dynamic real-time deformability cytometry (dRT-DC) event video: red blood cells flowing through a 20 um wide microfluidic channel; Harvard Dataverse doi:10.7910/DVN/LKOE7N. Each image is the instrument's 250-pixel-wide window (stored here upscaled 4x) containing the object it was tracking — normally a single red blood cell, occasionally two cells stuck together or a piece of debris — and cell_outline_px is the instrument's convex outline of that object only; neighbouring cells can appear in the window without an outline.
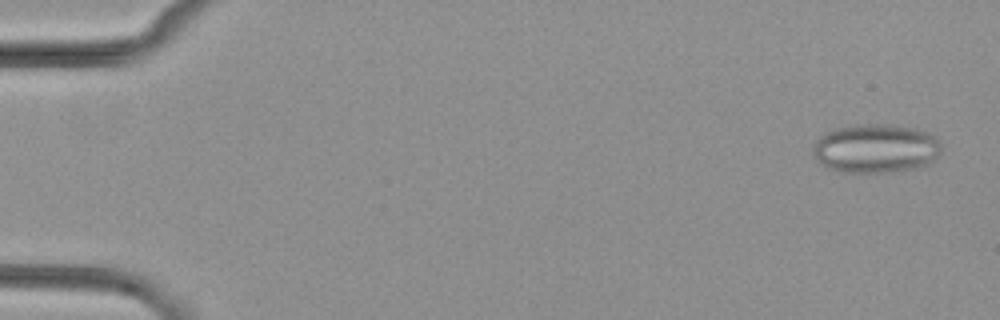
{"species": "common noctule bat (a hibernating species)", "species_latin": "Nyctalus noctula", "temperature_condition": "cold", "stored_images_in_passage": 6, "camera_frame_rate_fps": 3000, "um_per_image_px": 0.085, "animal": {"sex": "female", "body_mass_g": 29.2, "forearm_length_mm": 56.3}, "frame": {"image": 1, "passage_image": 1, "time_ms": 0.0, "image_size_px": [1000, 320], "cell_outline_px": [[940, 156], [928, 164], [912, 168], [892, 172], [840, 172], [828, 168], [820, 164], [816, 160], [812, 148], [816, 140], [824, 132], [836, 128], [856, 124], [888, 124], [916, 128], [928, 132], [936, 136], [940, 144]], "centroid_in_image_um": [74.43, 12.61], "position_along_channel_um": 10.6, "area_um2": 36.99}}